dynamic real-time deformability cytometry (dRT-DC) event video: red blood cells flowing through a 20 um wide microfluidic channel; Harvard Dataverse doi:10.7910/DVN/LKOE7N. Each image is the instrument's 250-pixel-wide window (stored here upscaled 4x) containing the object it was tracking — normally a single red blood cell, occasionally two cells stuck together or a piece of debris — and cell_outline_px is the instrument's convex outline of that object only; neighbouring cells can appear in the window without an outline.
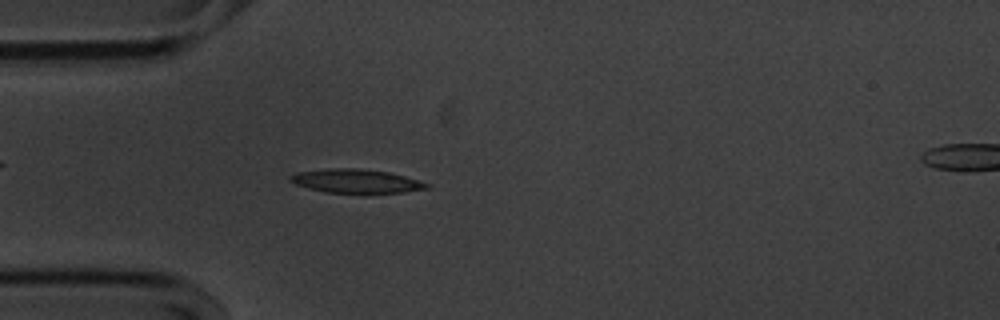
{"species": "common noctule bat (a hibernating species)", "species_latin": "Nyctalus noctula", "temperature_condition": "cold", "stored_images_in_passage": 53, "camera_frame_rate_fps": 3000, "um_per_image_px": 0.085, "animal": {"sex": "male", "body_mass_g": 20.1, "forearm_length_mm": 53.5}, "frame": {"image": 1, "passage_image": 13, "time_ms": 4.0, "image_size_px": [1000, 320], "cell_outline_px": [[432, 184], [428, 188], [404, 192], [324, 192], [308, 188], [296, 184], [288, 180], [288, 176], [300, 172], [328, 168], [360, 168], [388, 172], [404, 176]], "centroid_in_image_um": [30.26, 15.38], "position_along_channel_um": 54.7, "area_um2": 18.67}}
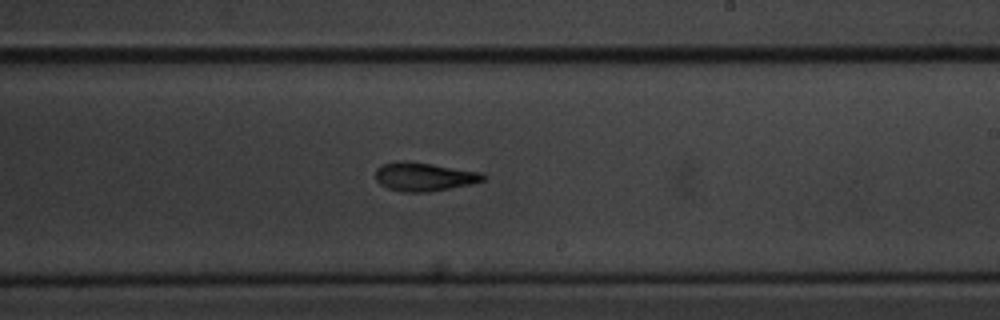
{"frame": {"image": 2, "passage_image": 30, "time_ms": 9.667, "image_size_px": [1000, 320], "cell_outline_px": [[488, 176], [484, 180], [468, 184], [428, 192], [400, 192], [388, 188], [380, 184], [376, 180], [376, 168], [380, 164], [396, 160], [404, 160], [432, 164], [484, 172]], "centroid_in_image_um": [36.02, 15.0], "position_along_channel_um": 253.0, "area_um2": 18.15}}
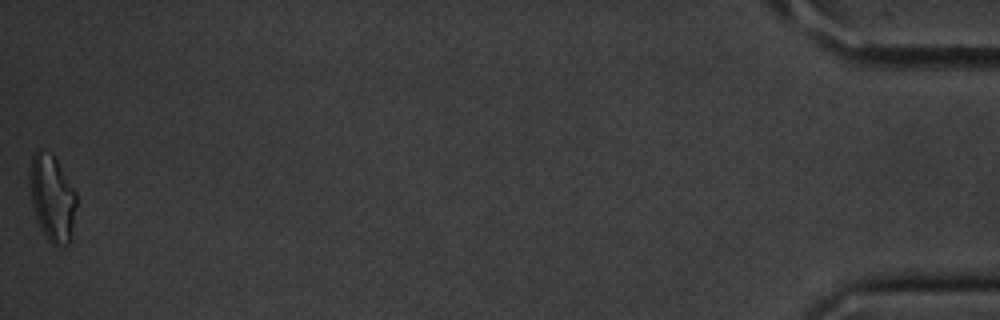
{"frame": {"image": 3, "passage_image": 53, "time_ms": 17.333, "image_size_px": [1000, 320], "cell_outline_px": [[76, 208], [72, 240], [68, 244], [56, 248], [44, 236], [32, 208], [28, 184], [28, 168], [32, 156], [36, 148], [40, 148], [52, 152], [76, 192]], "centroid_in_image_um": [4.41, 16.82], "position_along_channel_um": 430.8, "area_um2": 24.51}, "authors_computed_cell_mechanics": {"area_um2": 18.3226, "velocity_mm_per_s": 3.5813, "shape_relaxation_time_tau1_ms": 2.7578, "shape_relaxation_time_tau2_ms": 3.38, "deformation_change_tau1": 0.1795, "deformation_change_tau2": 0.1357}}